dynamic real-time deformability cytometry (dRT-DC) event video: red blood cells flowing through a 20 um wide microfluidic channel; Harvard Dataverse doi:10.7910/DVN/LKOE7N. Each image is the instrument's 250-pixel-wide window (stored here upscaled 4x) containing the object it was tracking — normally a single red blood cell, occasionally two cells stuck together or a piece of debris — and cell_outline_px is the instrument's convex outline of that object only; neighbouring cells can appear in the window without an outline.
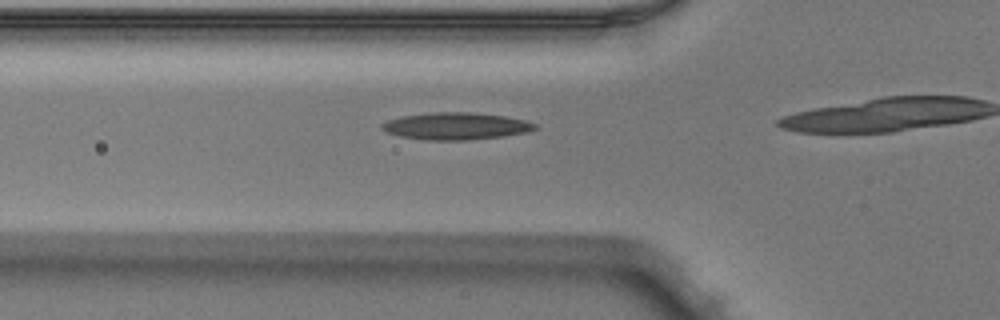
{"species": "Egyptian fruit bat (a non-hibernating species)", "species_latin": "Rousettus aegyptiacus", "temperature_condition": "warm", "stored_images_in_passage": 6, "camera_frame_rate_fps": 3000, "um_per_image_px": 0.085, "animal": {"sex": "male"}, "frame": {"image": 1, "passage_image": 2, "time_ms": 0.333, "image_size_px": [1000, 320], "cell_outline_px": [[536, 128], [528, 132], [504, 136], [468, 140], [424, 140], [400, 136], [388, 132], [380, 128], [380, 124], [388, 120], [404, 116], [432, 112], [472, 112], [504, 116], [524, 120], [536, 124]], "centroid_in_image_um": [38.75, 10.72], "position_along_channel_um": 87.1, "area_um2": 24.1}}
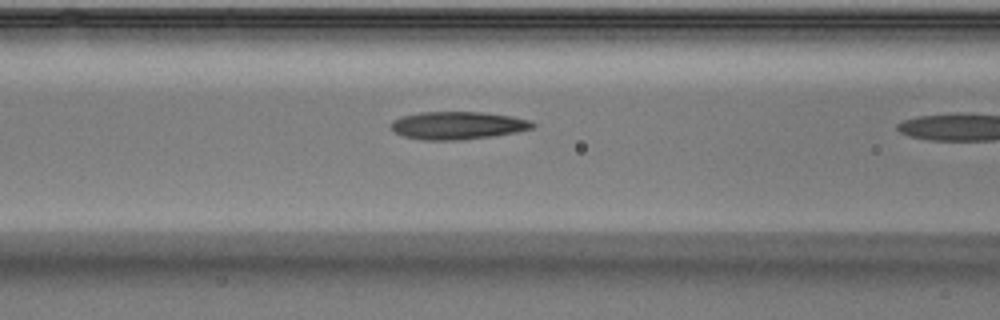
{"frame": {"image": 2, "passage_image": 5, "time_ms": 1.333, "image_size_px": [1000, 320], "cell_outline_px": [[536, 124], [532, 128], [516, 132], [492, 136], [460, 140], [424, 140], [404, 136], [396, 132], [392, 128], [392, 120], [400, 116], [420, 112], [484, 112], [512, 116], [528, 120]], "centroid_in_image_um": [38.9, 10.65], "position_along_channel_um": 127.7, "area_um2": 22.83}}